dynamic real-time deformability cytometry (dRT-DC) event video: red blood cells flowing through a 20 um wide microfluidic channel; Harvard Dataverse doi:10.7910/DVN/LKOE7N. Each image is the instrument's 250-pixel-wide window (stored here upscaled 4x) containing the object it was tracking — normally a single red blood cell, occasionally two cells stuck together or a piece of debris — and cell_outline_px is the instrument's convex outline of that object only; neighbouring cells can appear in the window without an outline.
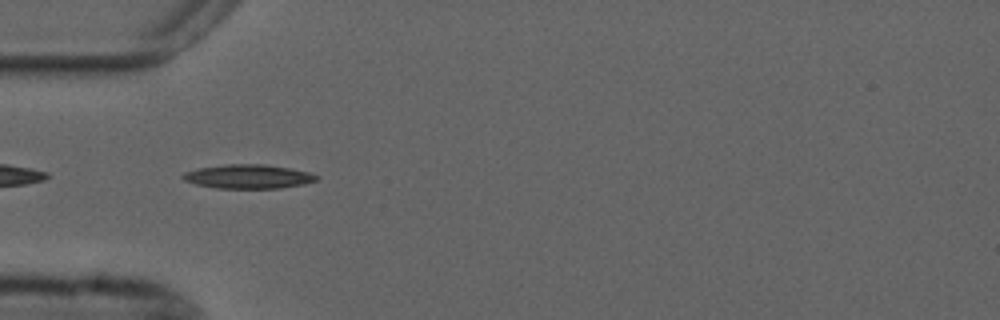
{"species": "common noctule bat (a hibernating species)", "species_latin": "Nyctalus noctula", "temperature_condition": "cold", "stored_images_in_passage": 39, "camera_frame_rate_fps": 3000, "um_per_image_px": 0.085, "animal": {"sex": "male", "forearm_length_mm": 52.5}, "frame": {"image": 1, "passage_image": 2, "time_ms": 0.333, "image_size_px": [1000, 320], "cell_outline_px": [[320, 176], [316, 180], [304, 184], [280, 188], [216, 188], [196, 184], [184, 180], [180, 176], [184, 172], [196, 168], [228, 164], [264, 164], [288, 168], [308, 172]], "centroid_in_image_um": [21.07, 15.0], "position_along_channel_um": 63.9, "area_um2": 18.67}}
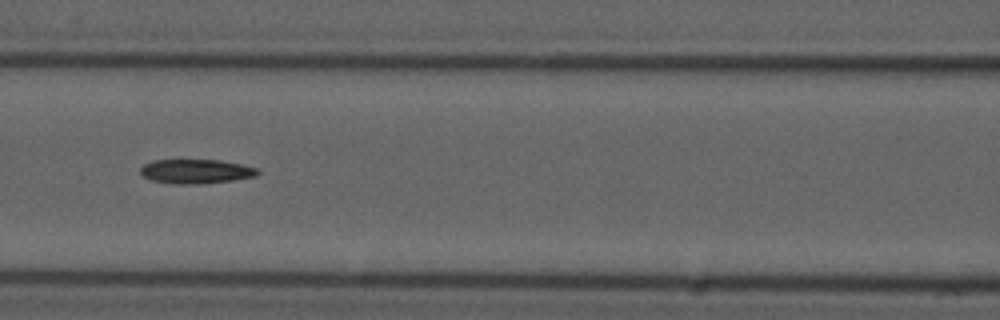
{"frame": {"image": 2, "passage_image": 9, "time_ms": 2.667, "image_size_px": [1000, 320], "cell_outline_px": [[260, 172], [256, 176], [232, 180], [200, 184], [172, 184], [152, 180], [144, 176], [140, 172], [140, 168], [144, 164], [156, 160], [220, 160], [244, 164], [256, 168]], "centroid_in_image_um": [16.68, 14.57], "position_along_channel_um": 149.9, "area_um2": 16.59}}
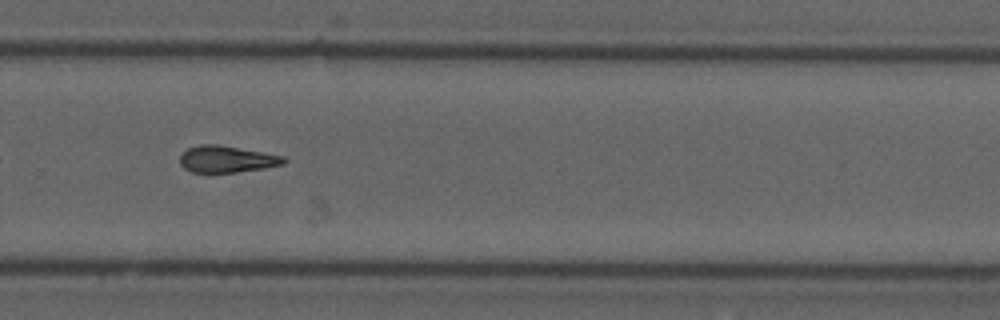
{"frame": {"image": 3, "passage_image": 22, "time_ms": 7.0, "image_size_px": [1000, 320], "cell_outline_px": [[288, 160], [284, 164], [264, 168], [236, 172], [192, 172], [184, 168], [180, 164], [180, 156], [188, 148], [200, 144], [216, 144], [284, 156]], "centroid_in_image_um": [19.28, 13.53], "position_along_channel_um": 310.5, "area_um2": 16.01}}